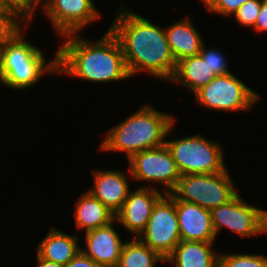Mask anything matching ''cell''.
<instances>
[{"label":"cell","mask_w":267,"mask_h":267,"mask_svg":"<svg viewBox=\"0 0 267 267\" xmlns=\"http://www.w3.org/2000/svg\"><path fill=\"white\" fill-rule=\"evenodd\" d=\"M85 233L87 249L81 251L102 267H116L125 241H122L114 229V223Z\"/></svg>","instance_id":"14"},{"label":"cell","mask_w":267,"mask_h":267,"mask_svg":"<svg viewBox=\"0 0 267 267\" xmlns=\"http://www.w3.org/2000/svg\"><path fill=\"white\" fill-rule=\"evenodd\" d=\"M213 244L181 240L165 262L174 263L175 267H218L219 254L213 251Z\"/></svg>","instance_id":"18"},{"label":"cell","mask_w":267,"mask_h":267,"mask_svg":"<svg viewBox=\"0 0 267 267\" xmlns=\"http://www.w3.org/2000/svg\"><path fill=\"white\" fill-rule=\"evenodd\" d=\"M74 206L76 229H85V233L106 226L115 220V214L88 190L76 200Z\"/></svg>","instance_id":"19"},{"label":"cell","mask_w":267,"mask_h":267,"mask_svg":"<svg viewBox=\"0 0 267 267\" xmlns=\"http://www.w3.org/2000/svg\"><path fill=\"white\" fill-rule=\"evenodd\" d=\"M198 105L218 111H249L260 95L229 73L216 76L194 93Z\"/></svg>","instance_id":"7"},{"label":"cell","mask_w":267,"mask_h":267,"mask_svg":"<svg viewBox=\"0 0 267 267\" xmlns=\"http://www.w3.org/2000/svg\"><path fill=\"white\" fill-rule=\"evenodd\" d=\"M130 177L164 186L163 194L176 188L181 174L166 144L134 154L129 160Z\"/></svg>","instance_id":"10"},{"label":"cell","mask_w":267,"mask_h":267,"mask_svg":"<svg viewBox=\"0 0 267 267\" xmlns=\"http://www.w3.org/2000/svg\"><path fill=\"white\" fill-rule=\"evenodd\" d=\"M138 238L166 259L180 243L175 195L164 194L155 204L146 228Z\"/></svg>","instance_id":"8"},{"label":"cell","mask_w":267,"mask_h":267,"mask_svg":"<svg viewBox=\"0 0 267 267\" xmlns=\"http://www.w3.org/2000/svg\"><path fill=\"white\" fill-rule=\"evenodd\" d=\"M228 171L214 174L181 175L172 192L179 200L212 210L231 200L238 192Z\"/></svg>","instance_id":"6"},{"label":"cell","mask_w":267,"mask_h":267,"mask_svg":"<svg viewBox=\"0 0 267 267\" xmlns=\"http://www.w3.org/2000/svg\"><path fill=\"white\" fill-rule=\"evenodd\" d=\"M79 235H71L51 227L48 234L40 240L37 255L49 261L65 266L81 250Z\"/></svg>","instance_id":"17"},{"label":"cell","mask_w":267,"mask_h":267,"mask_svg":"<svg viewBox=\"0 0 267 267\" xmlns=\"http://www.w3.org/2000/svg\"><path fill=\"white\" fill-rule=\"evenodd\" d=\"M211 219L216 236L222 228L243 238L267 233V210L247 203L238 193L227 203L213 208Z\"/></svg>","instance_id":"9"},{"label":"cell","mask_w":267,"mask_h":267,"mask_svg":"<svg viewBox=\"0 0 267 267\" xmlns=\"http://www.w3.org/2000/svg\"><path fill=\"white\" fill-rule=\"evenodd\" d=\"M29 23V18L19 9H0V49Z\"/></svg>","instance_id":"22"},{"label":"cell","mask_w":267,"mask_h":267,"mask_svg":"<svg viewBox=\"0 0 267 267\" xmlns=\"http://www.w3.org/2000/svg\"><path fill=\"white\" fill-rule=\"evenodd\" d=\"M253 29L257 32H267V0H262L261 8Z\"/></svg>","instance_id":"29"},{"label":"cell","mask_w":267,"mask_h":267,"mask_svg":"<svg viewBox=\"0 0 267 267\" xmlns=\"http://www.w3.org/2000/svg\"><path fill=\"white\" fill-rule=\"evenodd\" d=\"M125 119L109 129L99 148L125 152L128 160L136 153L164 145L176 122L172 114L160 112L150 104Z\"/></svg>","instance_id":"3"},{"label":"cell","mask_w":267,"mask_h":267,"mask_svg":"<svg viewBox=\"0 0 267 267\" xmlns=\"http://www.w3.org/2000/svg\"><path fill=\"white\" fill-rule=\"evenodd\" d=\"M63 37L67 40L57 50V74L92 83L130 78L122 47L109 28L95 43L79 33Z\"/></svg>","instance_id":"2"},{"label":"cell","mask_w":267,"mask_h":267,"mask_svg":"<svg viewBox=\"0 0 267 267\" xmlns=\"http://www.w3.org/2000/svg\"><path fill=\"white\" fill-rule=\"evenodd\" d=\"M51 61L19 31L0 49V83L15 90L32 88L43 74H57V51Z\"/></svg>","instance_id":"4"},{"label":"cell","mask_w":267,"mask_h":267,"mask_svg":"<svg viewBox=\"0 0 267 267\" xmlns=\"http://www.w3.org/2000/svg\"><path fill=\"white\" fill-rule=\"evenodd\" d=\"M125 173L111 169H98L92 173L94 186L88 191L114 214L121 209L131 191Z\"/></svg>","instance_id":"15"},{"label":"cell","mask_w":267,"mask_h":267,"mask_svg":"<svg viewBox=\"0 0 267 267\" xmlns=\"http://www.w3.org/2000/svg\"><path fill=\"white\" fill-rule=\"evenodd\" d=\"M215 77L207 62L205 63L199 55H196L177 62L175 73L169 83L177 82L176 84L188 88L194 94Z\"/></svg>","instance_id":"20"},{"label":"cell","mask_w":267,"mask_h":267,"mask_svg":"<svg viewBox=\"0 0 267 267\" xmlns=\"http://www.w3.org/2000/svg\"><path fill=\"white\" fill-rule=\"evenodd\" d=\"M40 5L60 36L80 33L102 16L93 0H39Z\"/></svg>","instance_id":"11"},{"label":"cell","mask_w":267,"mask_h":267,"mask_svg":"<svg viewBox=\"0 0 267 267\" xmlns=\"http://www.w3.org/2000/svg\"><path fill=\"white\" fill-rule=\"evenodd\" d=\"M262 0H249L242 4L233 15L239 24L253 28L258 17Z\"/></svg>","instance_id":"25"},{"label":"cell","mask_w":267,"mask_h":267,"mask_svg":"<svg viewBox=\"0 0 267 267\" xmlns=\"http://www.w3.org/2000/svg\"><path fill=\"white\" fill-rule=\"evenodd\" d=\"M202 60L210 67L211 72L216 76L227 75L231 72L228 70V62L225 56L218 49H206V45L203 44L200 53L198 54Z\"/></svg>","instance_id":"24"},{"label":"cell","mask_w":267,"mask_h":267,"mask_svg":"<svg viewBox=\"0 0 267 267\" xmlns=\"http://www.w3.org/2000/svg\"><path fill=\"white\" fill-rule=\"evenodd\" d=\"M37 256V265L36 267H64L63 265L57 264L53 261L46 260L44 258Z\"/></svg>","instance_id":"30"},{"label":"cell","mask_w":267,"mask_h":267,"mask_svg":"<svg viewBox=\"0 0 267 267\" xmlns=\"http://www.w3.org/2000/svg\"><path fill=\"white\" fill-rule=\"evenodd\" d=\"M119 11L109 29L122 47L130 77L143 71L156 79L170 81L177 63L169 48L165 28L128 7L122 6Z\"/></svg>","instance_id":"1"},{"label":"cell","mask_w":267,"mask_h":267,"mask_svg":"<svg viewBox=\"0 0 267 267\" xmlns=\"http://www.w3.org/2000/svg\"><path fill=\"white\" fill-rule=\"evenodd\" d=\"M156 187L142 186L130 191L115 220L127 231L138 237L146 228L156 202L163 196Z\"/></svg>","instance_id":"12"},{"label":"cell","mask_w":267,"mask_h":267,"mask_svg":"<svg viewBox=\"0 0 267 267\" xmlns=\"http://www.w3.org/2000/svg\"><path fill=\"white\" fill-rule=\"evenodd\" d=\"M169 48L176 61L189 56H196L204 44L190 18L184 17L165 28Z\"/></svg>","instance_id":"16"},{"label":"cell","mask_w":267,"mask_h":267,"mask_svg":"<svg viewBox=\"0 0 267 267\" xmlns=\"http://www.w3.org/2000/svg\"><path fill=\"white\" fill-rule=\"evenodd\" d=\"M157 262L164 263L165 259L138 237H134L124 243L116 267H155Z\"/></svg>","instance_id":"21"},{"label":"cell","mask_w":267,"mask_h":267,"mask_svg":"<svg viewBox=\"0 0 267 267\" xmlns=\"http://www.w3.org/2000/svg\"><path fill=\"white\" fill-rule=\"evenodd\" d=\"M218 267H267V256L260 254H219Z\"/></svg>","instance_id":"23"},{"label":"cell","mask_w":267,"mask_h":267,"mask_svg":"<svg viewBox=\"0 0 267 267\" xmlns=\"http://www.w3.org/2000/svg\"><path fill=\"white\" fill-rule=\"evenodd\" d=\"M64 267H102L85 255L81 250L77 255Z\"/></svg>","instance_id":"28"},{"label":"cell","mask_w":267,"mask_h":267,"mask_svg":"<svg viewBox=\"0 0 267 267\" xmlns=\"http://www.w3.org/2000/svg\"><path fill=\"white\" fill-rule=\"evenodd\" d=\"M181 240L214 242L216 234L212 226L211 211L198 204L179 200L175 196Z\"/></svg>","instance_id":"13"},{"label":"cell","mask_w":267,"mask_h":267,"mask_svg":"<svg viewBox=\"0 0 267 267\" xmlns=\"http://www.w3.org/2000/svg\"><path fill=\"white\" fill-rule=\"evenodd\" d=\"M13 6L18 8L32 22L39 0H8Z\"/></svg>","instance_id":"27"},{"label":"cell","mask_w":267,"mask_h":267,"mask_svg":"<svg viewBox=\"0 0 267 267\" xmlns=\"http://www.w3.org/2000/svg\"><path fill=\"white\" fill-rule=\"evenodd\" d=\"M249 0H206L203 4L207 11L221 14L224 17L233 16L238 8Z\"/></svg>","instance_id":"26"},{"label":"cell","mask_w":267,"mask_h":267,"mask_svg":"<svg viewBox=\"0 0 267 267\" xmlns=\"http://www.w3.org/2000/svg\"><path fill=\"white\" fill-rule=\"evenodd\" d=\"M181 175L214 174L228 170L222 145L201 134L165 140Z\"/></svg>","instance_id":"5"},{"label":"cell","mask_w":267,"mask_h":267,"mask_svg":"<svg viewBox=\"0 0 267 267\" xmlns=\"http://www.w3.org/2000/svg\"><path fill=\"white\" fill-rule=\"evenodd\" d=\"M0 9H18L13 6L8 0H0Z\"/></svg>","instance_id":"31"}]
</instances>
